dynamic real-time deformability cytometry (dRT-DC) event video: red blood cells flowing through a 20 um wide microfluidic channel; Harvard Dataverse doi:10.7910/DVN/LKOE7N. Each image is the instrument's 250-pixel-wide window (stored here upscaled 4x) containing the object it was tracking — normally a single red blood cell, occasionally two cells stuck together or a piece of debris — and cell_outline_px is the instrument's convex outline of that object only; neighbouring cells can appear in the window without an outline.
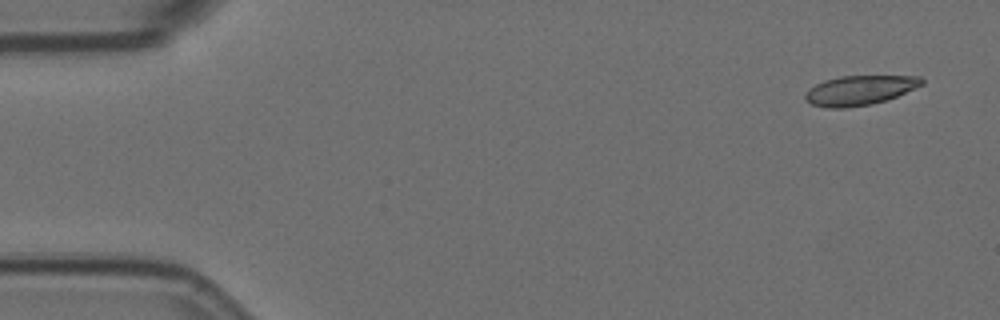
{"species": "Egyptian fruit bat (a non-hibernating species)", "species_latin": "Rousettus aegyptiacus", "temperature_condition": "room temperature", "stored_images_in_passage": 6, "camera_frame_rate_fps": 3000, "um_per_image_px": 0.085, "animal": {"sex": "female"}, "frame": {"image": 1, "passage_image": 1, "time_ms": 0.0, "image_size_px": [1000, 320], "cell_outline_px": [[924, 84], [888, 100], [872, 104], [844, 108], [828, 108], [812, 104], [804, 100], [804, 96], [808, 88], [824, 80], [840, 76], [920, 76], [924, 80]], "centroid_in_image_um": [73.06, 7.67], "position_along_channel_um": 11.9, "area_um2": 20.23}}
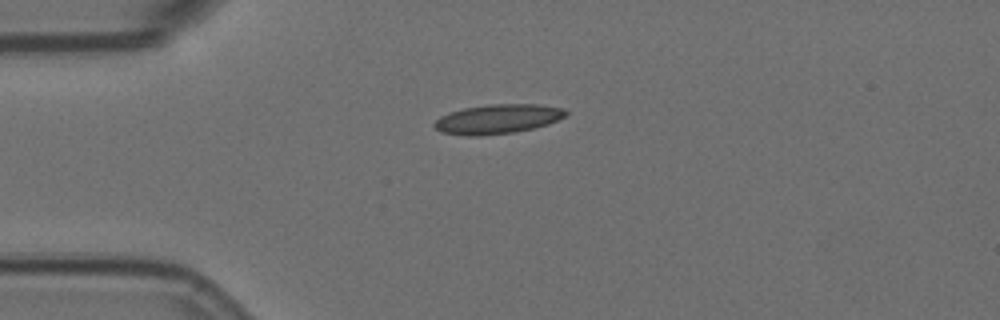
{"frame": {"image": 2, "passage_image": 4, "time_ms": 1.0, "image_size_px": [1000, 320], "cell_outline_px": [[568, 112], [564, 116], [548, 124], [532, 128], [512, 132], [480, 136], [468, 136], [440, 132], [432, 124], [440, 116], [448, 112], [464, 108], [492, 104], [536, 104], [564, 108]], "centroid_in_image_um": [42.26, 10.11], "position_along_channel_um": 42.7, "area_um2": 22.43}}
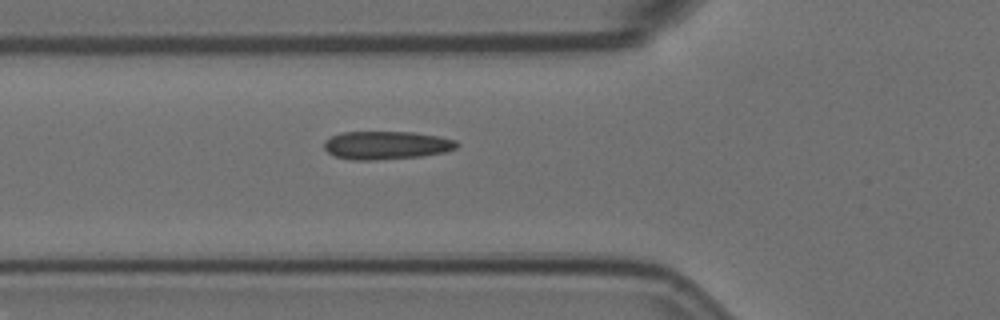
{"frame": {"image": 3, "passage_image": 6, "time_ms": 1.667, "image_size_px": [1000, 320], "cell_outline_px": [[460, 144], [456, 148], [444, 152], [420, 156], [376, 160], [352, 160], [336, 156], [328, 152], [324, 148], [324, 140], [340, 132], [412, 132], [440, 136], [456, 140]], "centroid_in_image_um": [32.84, 12.34], "position_along_channel_um": 93.0, "area_um2": 21.85}}